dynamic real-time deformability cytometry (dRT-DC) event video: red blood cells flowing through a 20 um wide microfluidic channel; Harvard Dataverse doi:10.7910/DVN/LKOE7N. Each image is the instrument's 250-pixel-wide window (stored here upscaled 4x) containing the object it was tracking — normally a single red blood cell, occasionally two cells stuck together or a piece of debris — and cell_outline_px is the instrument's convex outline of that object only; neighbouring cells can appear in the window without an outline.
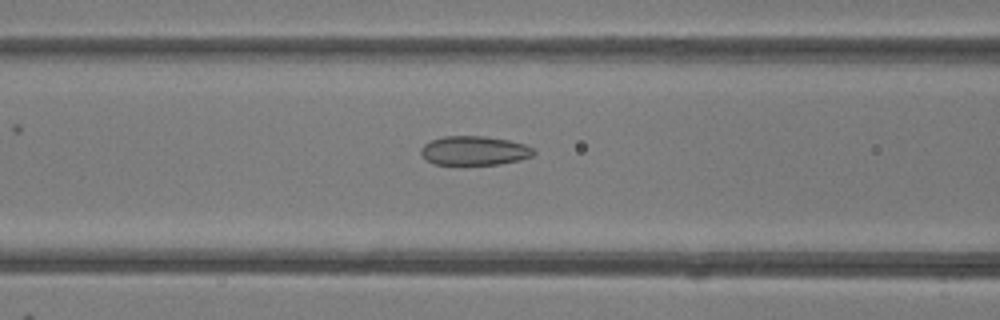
{"species": "common noctule bat (a hibernating species)", "species_latin": "Nyctalus noctula", "temperature_condition": "room temperature", "stored_images_in_passage": 48, "camera_frame_rate_fps": 3000, "um_per_image_px": 0.085, "animal": {"sex": "female"}, "frame": {"image": 1, "passage_image": 19, "time_ms": 6.0, "image_size_px": [1000, 320], "cell_outline_px": [[536, 152], [532, 156], [520, 160], [500, 164], [464, 168], [432, 164], [420, 152], [420, 148], [424, 144], [432, 140], [444, 136], [484, 136], [508, 140], [524, 144], [532, 148]], "centroid_in_image_um": [40.28, 12.86], "position_along_channel_um": 126.3, "area_um2": 20.0}}
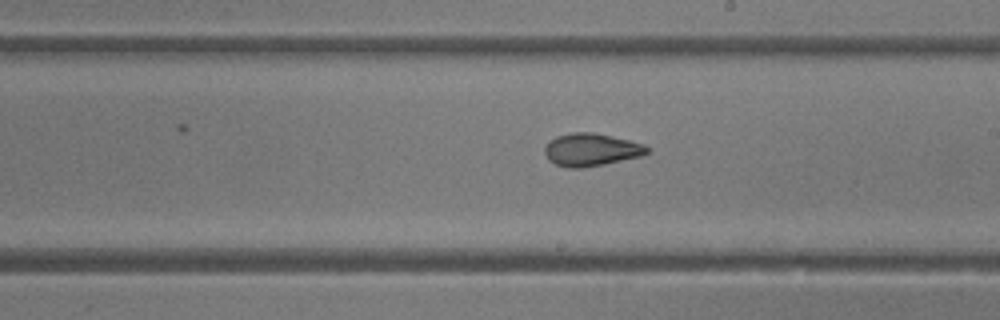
{"frame": {"image": 2, "passage_image": 27, "time_ms": 8.667, "image_size_px": [1000, 320], "cell_outline_px": [[652, 148], [648, 152], [640, 156], [604, 164], [580, 168], [568, 168], [556, 164], [548, 160], [544, 152], [544, 148], [548, 140], [556, 136], [572, 132], [592, 132], [628, 140], [644, 144]], "centroid_in_image_um": [50.22, 12.72], "position_along_channel_um": 238.8, "area_um2": 19.54}}
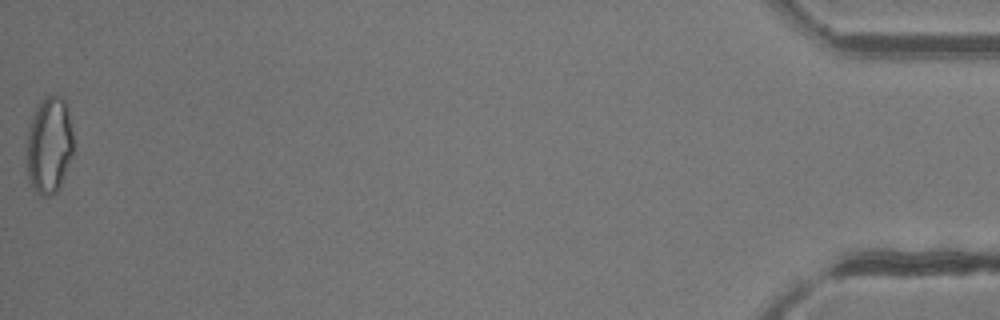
{"frame": {"image": 3, "passage_image": 48, "time_ms": 15.667, "image_size_px": [1000, 320], "cell_outline_px": [[72, 152], [60, 188], [56, 192], [48, 196], [40, 196], [32, 188], [28, 176], [28, 132], [32, 120], [40, 104], [48, 96], [64, 96], [68, 112], [72, 132]], "centroid_in_image_um": [4.2, 12.4], "position_along_channel_um": 431.0, "area_um2": 25.61}, "authors_computed_cell_mechanics": {"area_um2": 21.4727, "velocity_mm_per_s": 4.2131, "shape_relaxation_time_tau1_ms": null, "shape_relaxation_time_tau2_ms": 1.5492, "deformation_change_tau1": null, "deformation_change_tau2": 0.0693}}